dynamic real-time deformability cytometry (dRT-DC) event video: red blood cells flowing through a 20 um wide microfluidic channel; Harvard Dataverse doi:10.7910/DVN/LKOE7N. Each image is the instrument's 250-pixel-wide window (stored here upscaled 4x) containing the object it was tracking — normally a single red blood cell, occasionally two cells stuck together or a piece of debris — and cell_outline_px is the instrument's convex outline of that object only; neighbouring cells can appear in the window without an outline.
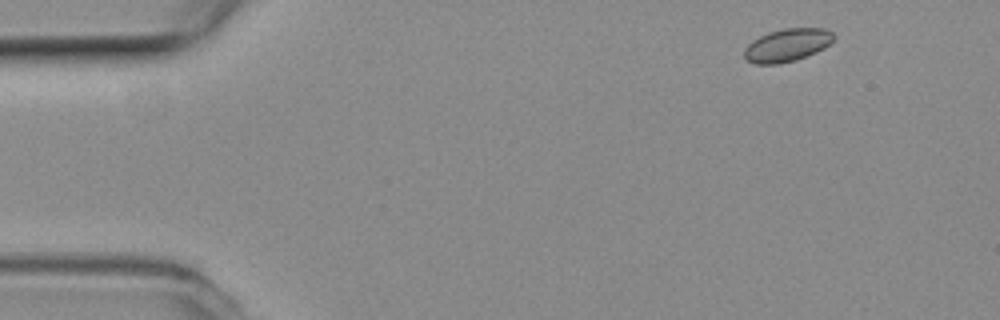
{"species": "common noctule bat (a hibernating species)", "species_latin": "Nyctalus noctula", "temperature_condition": "room temperature", "stored_images_in_passage": 4, "camera_frame_rate_fps": 3000, "um_per_image_px": 0.085, "animal": {"sex": "female", "body_mass_g": 19.3, "forearm_length_mm": 54.1}, "frame": {"image": 1, "passage_image": 1, "time_ms": 0.0, "image_size_px": [1000, 320], "cell_outline_px": [[836, 36], [824, 48], [816, 52], [796, 60], [780, 64], [756, 64], [744, 60], [744, 48], [752, 40], [768, 32], [784, 28], [824, 28], [832, 32]], "centroid_in_image_um": [66.88, 3.84], "position_along_channel_um": 18.1, "area_um2": 17.28}}
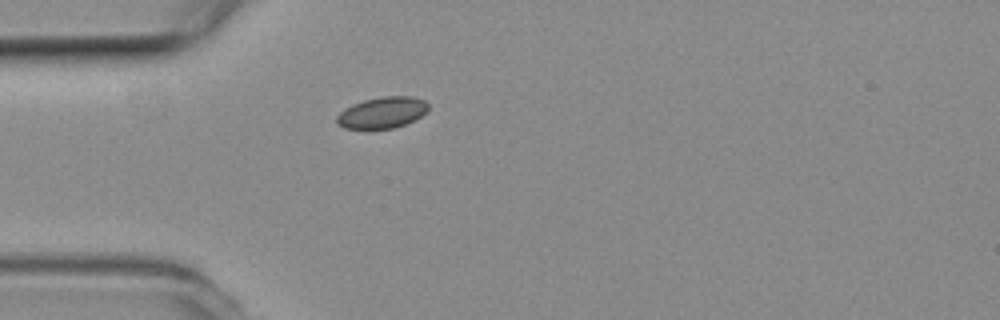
{"frame": {"image": 2, "passage_image": 4, "time_ms": 1.0, "image_size_px": [1000, 320], "cell_outline_px": [[428, 112], [404, 124], [392, 128], [344, 128], [336, 124], [336, 116], [344, 108], [352, 104], [364, 100], [384, 96], [412, 96], [424, 100], [428, 104]], "centroid_in_image_um": [32.47, 9.56], "position_along_channel_um": 52.5, "area_um2": 16.59}}